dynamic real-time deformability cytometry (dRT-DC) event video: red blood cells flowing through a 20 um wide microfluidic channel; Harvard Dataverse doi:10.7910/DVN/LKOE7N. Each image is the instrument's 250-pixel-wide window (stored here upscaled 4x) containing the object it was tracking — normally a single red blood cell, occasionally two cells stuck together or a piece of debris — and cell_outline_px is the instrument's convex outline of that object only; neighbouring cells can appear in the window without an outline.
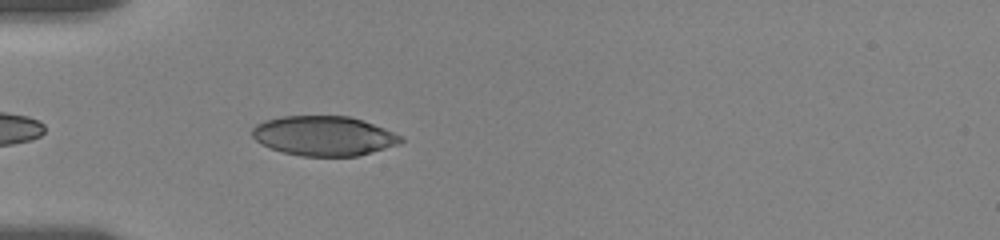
{"species": "human", "species_latin": "Homo sapiens", "temperature_condition": "room temperature", "stored_images_in_passage": 37, "camera_frame_rate_fps": 3000, "um_per_image_px": 0.085, "donor": {"sex": "female"}, "frame": {"image": 1, "passage_image": 3, "time_ms": 0.667, "image_size_px": [1000, 240], "cell_outline_px": [[404, 140], [400, 144], [356, 156], [300, 156], [284, 152], [260, 144], [252, 136], [252, 128], [256, 124], [264, 120], [280, 116], [348, 116], [384, 128], [404, 136]], "centroid_in_image_um": [27.51, 11.55], "position_along_channel_um": 57.5, "area_um2": 34.33}}
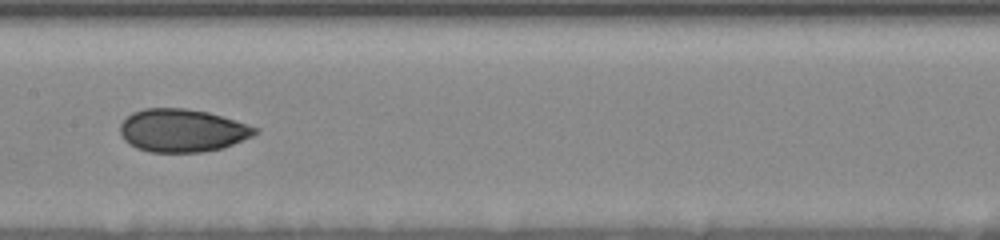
{"frame": {"image": 2, "passage_image": 17, "time_ms": 4.667, "image_size_px": [1000, 240], "cell_outline_px": [[260, 132], [252, 136], [224, 148], [204, 152], [148, 152], [136, 148], [128, 144], [124, 140], [120, 132], [120, 124], [132, 112], [144, 108], [184, 108], [208, 112], [236, 120], [260, 128]], "centroid_in_image_um": [15.51, 11.09], "position_along_channel_um": 191.9, "area_um2": 34.1}}
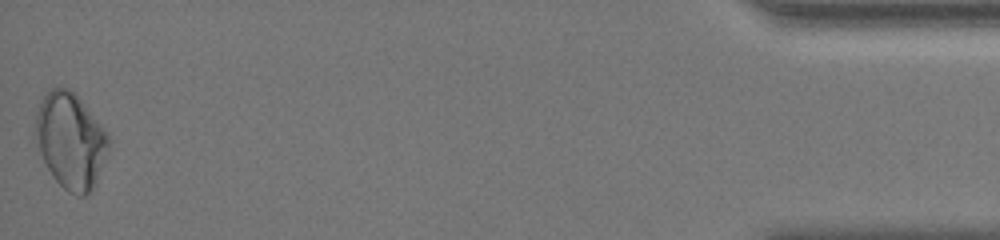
{"frame": {"image": 3, "passage_image": 37, "time_ms": 13.667, "image_size_px": [1000, 240], "cell_outline_px": [[108, 148], [96, 184], [88, 196], [80, 196], [68, 192], [52, 176], [32, 136], [36, 112], [40, 100], [52, 88], [68, 88], [84, 104], [108, 136]], "centroid_in_image_um": [5.94, 11.98], "position_along_channel_um": 429.3, "area_um2": 40.46}, "authors_computed_cell_mechanics": {"area_um2": 34.3332, "velocity_mm_per_s": 3.5473, "shape_relaxation_time_tau1_ms": null, "shape_relaxation_time_tau2_ms": 2.1131, "deformation_change_tau1": null, "deformation_change_tau2": 0.0452}}